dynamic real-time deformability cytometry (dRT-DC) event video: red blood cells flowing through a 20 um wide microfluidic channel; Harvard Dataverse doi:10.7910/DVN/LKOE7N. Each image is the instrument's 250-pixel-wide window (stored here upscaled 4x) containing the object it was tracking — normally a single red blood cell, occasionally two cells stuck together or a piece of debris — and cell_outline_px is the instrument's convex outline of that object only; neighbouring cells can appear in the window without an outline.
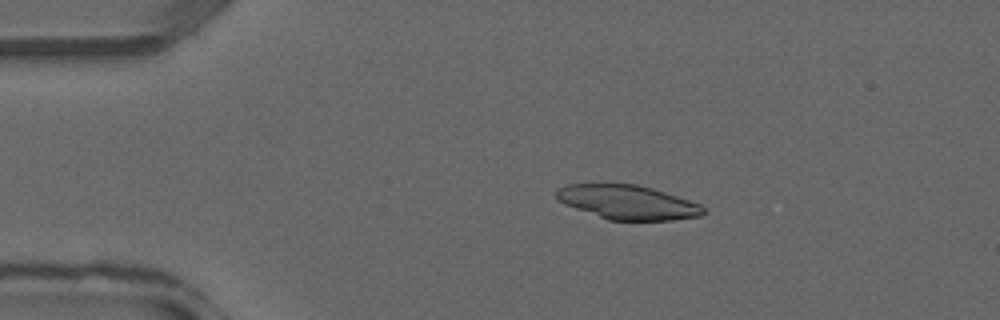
{"species": "common noctule bat (a hibernating species)", "species_latin": "Nyctalus noctula", "temperature_condition": "warm", "stored_images_in_passage": 14, "camera_frame_rate_fps": 3000, "um_per_image_px": 0.085, "animal": {"sex": "male", "forearm_length_mm": 52.5}, "frame": {"image": 1, "passage_image": 1, "time_ms": 0.0, "image_size_px": [1000, 320], "cell_outline_px": [[704, 212], [700, 216], [672, 220], [608, 220], [564, 204], [556, 200], [556, 188], [568, 184], [636, 184], [652, 188], [700, 204], [704, 208]], "centroid_in_image_um": [53.3, 17.19], "position_along_channel_um": 31.7, "area_um2": 29.13}}